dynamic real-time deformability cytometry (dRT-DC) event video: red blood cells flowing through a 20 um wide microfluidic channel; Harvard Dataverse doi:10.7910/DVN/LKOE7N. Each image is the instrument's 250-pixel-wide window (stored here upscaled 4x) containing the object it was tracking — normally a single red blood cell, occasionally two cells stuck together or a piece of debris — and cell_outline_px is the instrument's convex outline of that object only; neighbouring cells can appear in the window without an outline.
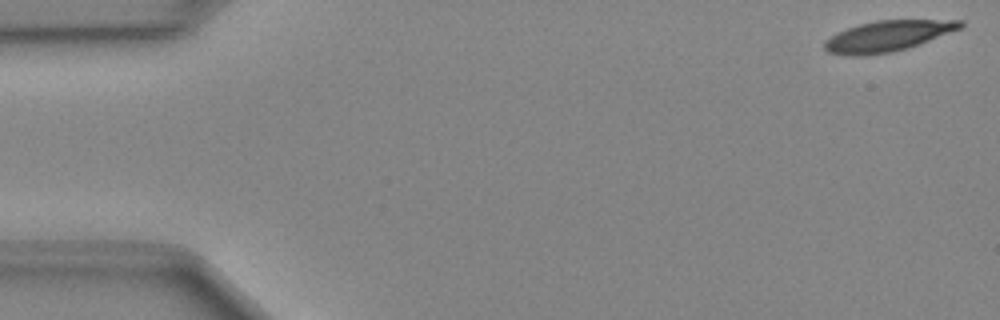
{"species": "Egyptian fruit bat (a non-hibernating species)", "species_latin": "Rousettus aegyptiacus", "temperature_condition": "cold", "stored_images_in_passage": 49, "camera_frame_rate_fps": 3000, "um_per_image_px": 0.085, "animal": {"sex": "female"}, "frame": {"image": 1, "passage_image": 1, "time_ms": 0.0, "image_size_px": [1000, 320], "cell_outline_px": [[964, 28], [908, 48], [892, 52], [864, 56], [852, 56], [828, 52], [824, 48], [824, 40], [836, 32], [860, 24], [876, 20], [964, 20]], "centroid_in_image_um": [75.47, 3.06], "position_along_channel_um": 9.5, "area_um2": 24.51}}
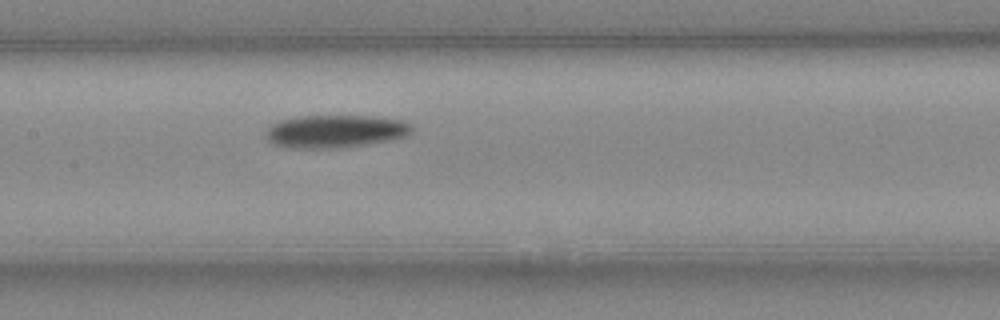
{"frame": {"image": 2, "passage_image": 23, "time_ms": 7.333, "image_size_px": [1000, 320], "cell_outline_px": [[412, 132], [404, 136], [392, 140], [368, 144], [340, 148], [292, 148], [276, 144], [268, 140], [264, 136], [264, 132], [272, 124], [280, 120], [296, 116], [372, 116], [400, 120], [412, 124]], "centroid_in_image_um": [28.49, 11.16], "position_along_channel_um": 178.9, "area_um2": 28.03}}
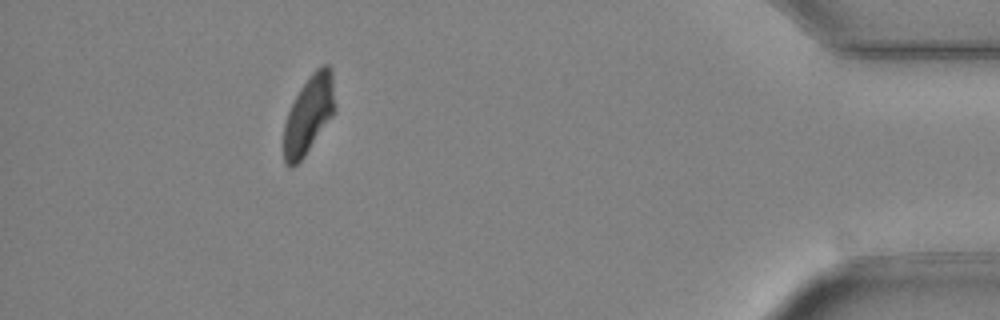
{"frame": {"image": 3, "passage_image": 44, "time_ms": 14.333, "image_size_px": [1000, 320], "cell_outline_px": [[336, 112], [304, 156], [292, 168], [284, 160], [284, 124], [288, 112], [300, 88], [312, 72], [316, 68], [324, 64], [328, 64], [332, 68], [336, 108]], "centroid_in_image_um": [26.28, 9.69], "position_along_channel_um": 408.9, "area_um2": 23.35}}